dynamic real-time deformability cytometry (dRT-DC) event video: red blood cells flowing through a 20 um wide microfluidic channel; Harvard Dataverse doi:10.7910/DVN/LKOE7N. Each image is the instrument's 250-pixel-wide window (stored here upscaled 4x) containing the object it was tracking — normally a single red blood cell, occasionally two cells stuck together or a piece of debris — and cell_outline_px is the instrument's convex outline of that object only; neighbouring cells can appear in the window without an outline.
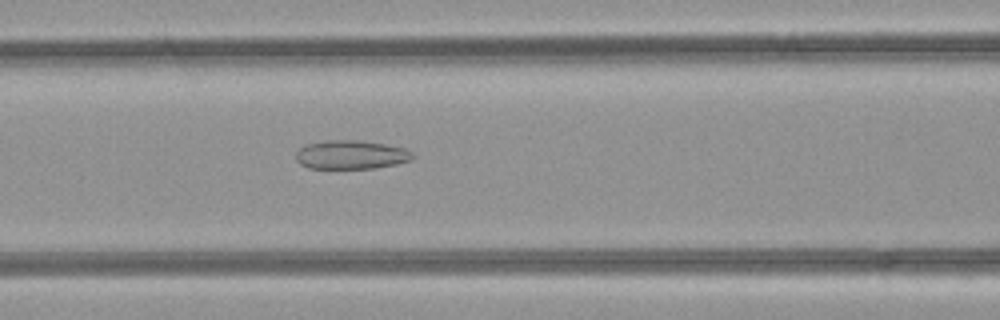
{"species": "common noctule bat (a hibernating species)", "species_latin": "Nyctalus noctula", "temperature_condition": "room temperature", "stored_images_in_passage": 34, "camera_frame_rate_fps": 3000, "um_per_image_px": 0.085, "animal": {"sex": "female", "body_mass_g": 21.9}, "frame": {"image": 1, "passage_image": 15, "time_ms": 4.667, "image_size_px": [1000, 320], "cell_outline_px": [[416, 156], [412, 160], [396, 164], [376, 168], [308, 168], [300, 164], [296, 160], [296, 152], [304, 144], [328, 140], [356, 140], [384, 144], [404, 148], [412, 152]], "centroid_in_image_um": [29.84, 13.15], "position_along_channel_um": 136.8, "area_um2": 19.65}}
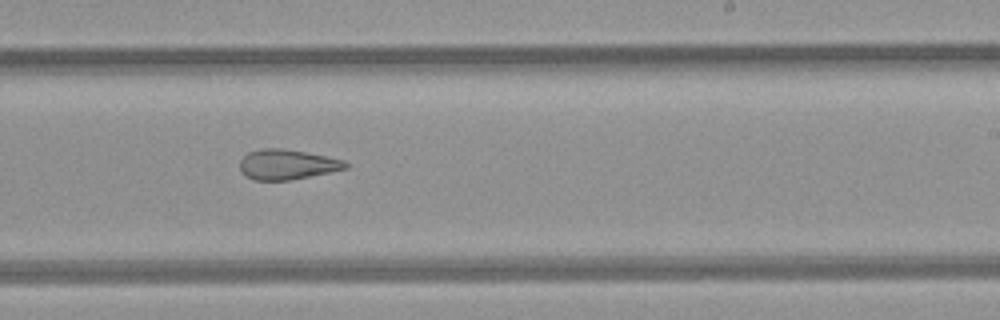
{"frame": {"image": 2, "passage_image": 24, "time_ms": 7.667, "image_size_px": [1000, 320], "cell_outline_px": [[348, 168], [292, 180], [256, 180], [240, 172], [240, 160], [248, 152], [264, 148], [280, 148], [304, 152], [344, 160], [348, 164]], "centroid_in_image_um": [24.39, 13.98], "position_along_channel_um": 264.6, "area_um2": 18.32}}
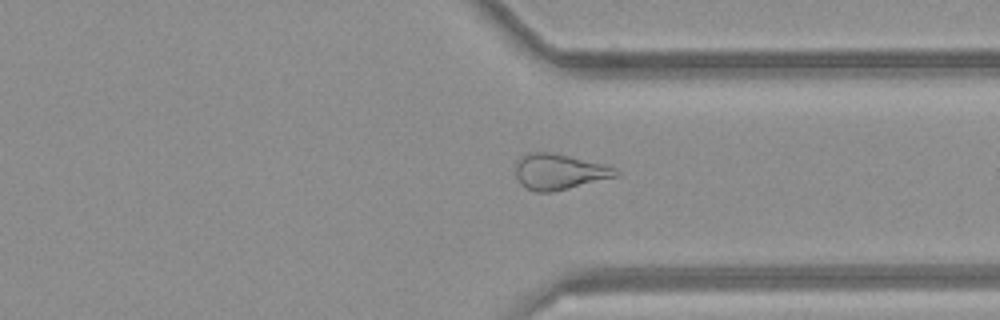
{"frame": {"image": 3, "passage_image": 31, "time_ms": 10.0, "image_size_px": [1000, 320], "cell_outline_px": [[620, 176], [552, 192], [536, 192], [520, 184], [516, 176], [516, 160], [520, 156], [528, 152], [552, 152], [604, 164], [616, 168], [620, 172]], "centroid_in_image_um": [47.54, 14.59], "position_along_channel_um": 363.9, "area_um2": 21.04}}